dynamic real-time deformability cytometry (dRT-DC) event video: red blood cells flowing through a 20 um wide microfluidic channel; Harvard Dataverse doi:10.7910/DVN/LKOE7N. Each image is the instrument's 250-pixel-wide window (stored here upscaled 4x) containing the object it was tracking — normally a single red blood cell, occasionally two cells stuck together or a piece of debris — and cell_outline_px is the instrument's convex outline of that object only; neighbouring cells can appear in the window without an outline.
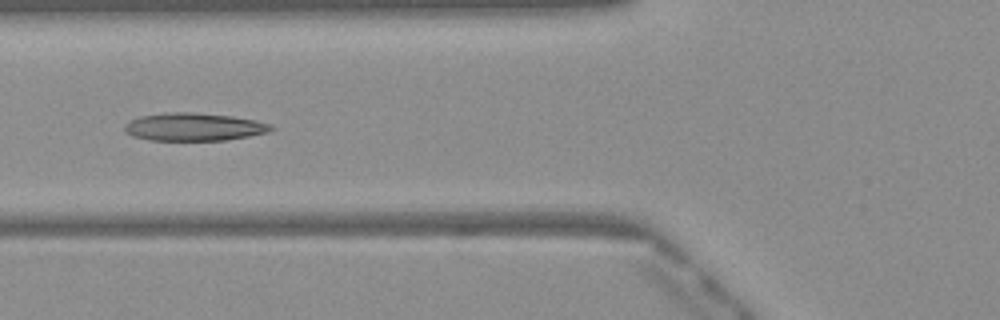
{"species": "Egyptian fruit bat (a non-hibernating species)", "species_latin": "Rousettus aegyptiacus", "temperature_condition": "warm", "stored_images_in_passage": 47, "camera_frame_rate_fps": 3000, "um_per_image_px": 0.085, "frame": {"image": 1, "passage_image": 17, "time_ms": 5.333, "image_size_px": [1000, 320], "cell_outline_px": [[276, 128], [268, 132], [248, 136], [224, 140], [148, 140], [132, 136], [124, 132], [124, 124], [140, 116], [168, 112], [192, 112], [232, 116], [256, 120], [272, 124]], "centroid_in_image_um": [16.48, 10.78], "position_along_channel_um": 109.3, "area_um2": 23.87}}
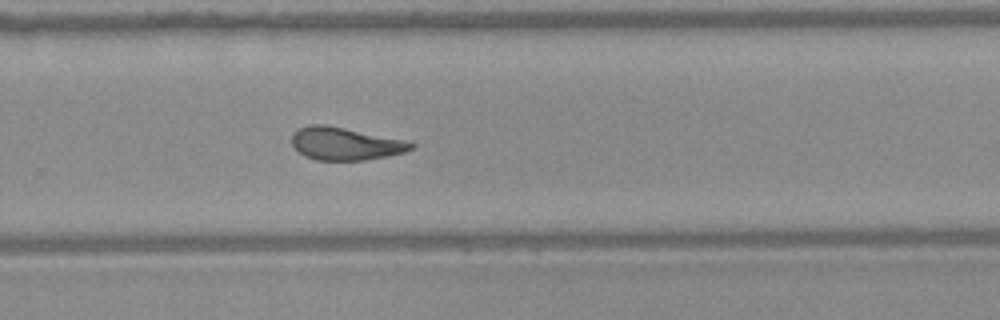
{"frame": {"image": 2, "passage_image": 31, "time_ms": 10.0, "image_size_px": [1000, 320], "cell_outline_px": [[416, 144], [412, 148], [404, 152], [364, 160], [316, 160], [304, 156], [292, 144], [292, 132], [308, 124], [324, 124], [404, 140]], "centroid_in_image_um": [29.29, 12.21], "position_along_channel_um": 300.5, "area_um2": 22.43}}
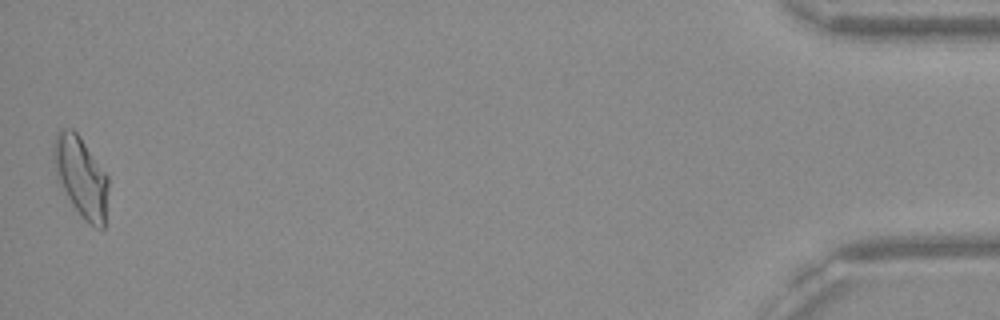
{"frame": {"image": 3, "passage_image": 47, "time_ms": 15.333, "image_size_px": [1000, 320], "cell_outline_px": [[108, 188], [104, 228], [96, 228], [88, 224], [80, 216], [72, 204], [60, 184], [56, 172], [52, 152], [52, 148], [56, 132], [60, 128], [72, 128], [80, 136], [108, 176]], "centroid_in_image_um": [6.88, 15.01], "position_along_channel_um": 428.3, "area_um2": 25.66}, "authors_computed_cell_mechanics": {"area_um2": 23.4668, "velocity_mm_per_s": 4.0946, "shape_relaxation_time_tau1_ms": null, "shape_relaxation_time_tau2_ms": 2.1571, "deformation_change_tau1": null, "deformation_change_tau2": 0.1001}}